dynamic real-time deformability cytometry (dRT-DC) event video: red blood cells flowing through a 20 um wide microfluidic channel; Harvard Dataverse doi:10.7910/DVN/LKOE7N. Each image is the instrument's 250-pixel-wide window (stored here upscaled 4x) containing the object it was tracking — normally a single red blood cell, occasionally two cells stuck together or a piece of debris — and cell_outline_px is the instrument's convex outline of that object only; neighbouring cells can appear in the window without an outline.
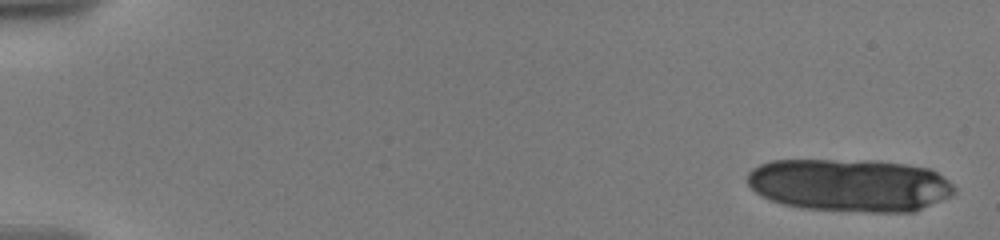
{"species": "human", "species_latin": "Homo sapiens", "temperature_condition": "warm", "stored_images_in_passage": 15, "camera_frame_rate_fps": 3000, "um_per_image_px": 0.085, "donor": {"sex": "male"}, "frame": {"image": 1, "passage_image": 1, "time_ms": 0.0, "image_size_px": [1000, 240], "cell_outline_px": [[956, 192], [952, 196], [916, 212], [868, 212], [804, 208], [784, 204], [760, 196], [748, 184], [748, 172], [752, 168], [760, 164], [772, 160], [880, 160], [908, 164], [928, 168], [936, 172], [948, 180], [956, 188]], "centroid_in_image_um": [72.27, 15.73], "position_along_channel_um": 12.7, "area_um2": 64.33}}
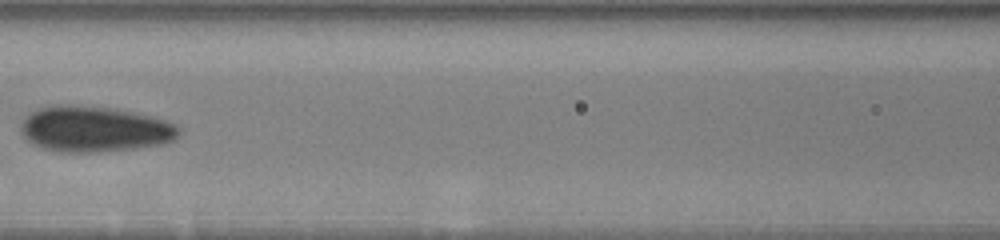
{"frame": {"image": 2, "passage_image": 12, "time_ms": 9.0, "image_size_px": [1000, 240], "cell_outline_px": [[180, 132], [172, 140], [160, 144], [132, 148], [96, 152], [56, 152], [40, 148], [32, 144], [20, 132], [20, 124], [24, 116], [40, 108], [56, 104], [76, 104], [116, 108], [136, 112], [152, 116], [176, 124], [180, 128]], "centroid_in_image_um": [7.97, 10.95], "position_along_channel_um": 158.6, "area_um2": 42.54}}
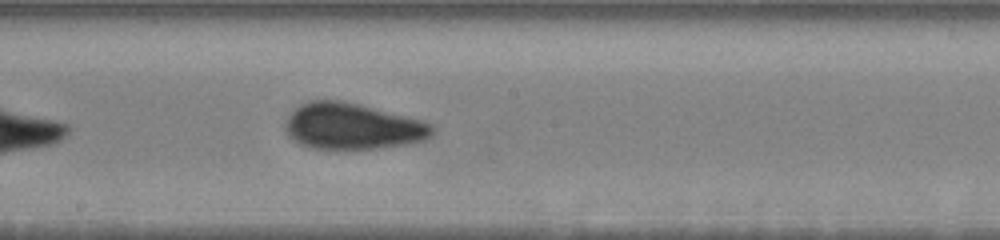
{"frame": {"image": 3, "passage_image": 15, "time_ms": 10.667, "image_size_px": [1000, 240], "cell_outline_px": [[436, 132], [432, 136], [420, 140], [404, 144], [376, 148], [312, 148], [300, 144], [288, 136], [284, 128], [284, 124], [288, 116], [300, 104], [308, 100], [344, 100], [360, 104], [420, 120], [432, 124], [436, 128]], "centroid_in_image_um": [29.93, 10.72], "position_along_channel_um": 218.3, "area_um2": 39.36}}